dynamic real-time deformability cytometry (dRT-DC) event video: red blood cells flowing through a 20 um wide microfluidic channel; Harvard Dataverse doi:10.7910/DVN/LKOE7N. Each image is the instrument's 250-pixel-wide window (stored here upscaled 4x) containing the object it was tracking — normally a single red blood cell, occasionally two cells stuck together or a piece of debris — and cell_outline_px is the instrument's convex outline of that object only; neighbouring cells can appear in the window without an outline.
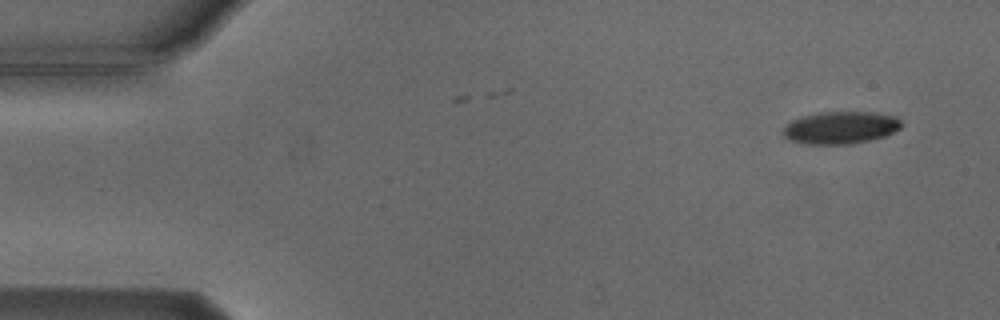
{"species": "Egyptian fruit bat (a non-hibernating species)", "species_latin": "Rousettus aegyptiacus", "temperature_condition": "cold", "stored_images_in_passage": 2, "camera_frame_rate_fps": 3000, "um_per_image_px": 0.085, "animal": {"sex": "male"}, "frame": {"image": 1, "passage_image": 2, "time_ms": 1.333, "image_size_px": [1000, 320], "cell_outline_px": [[904, 124], [900, 128], [884, 136], [868, 140], [848, 144], [804, 144], [788, 140], [784, 136], [784, 128], [792, 120], [804, 116], [820, 112], [872, 112], [896, 116]], "centroid_in_image_um": [71.46, 10.85], "position_along_channel_um": 13.5, "area_um2": 22.2}}